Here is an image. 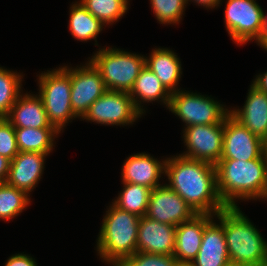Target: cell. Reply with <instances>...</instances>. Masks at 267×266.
<instances>
[{
	"label": "cell",
	"instance_id": "6da1fadb",
	"mask_svg": "<svg viewBox=\"0 0 267 266\" xmlns=\"http://www.w3.org/2000/svg\"><path fill=\"white\" fill-rule=\"evenodd\" d=\"M165 174L170 182L167 185L196 214L215 216L226 208L217 192L215 165L179 155L165 160Z\"/></svg>",
	"mask_w": 267,
	"mask_h": 266
},
{
	"label": "cell",
	"instance_id": "7a4b0ae2",
	"mask_svg": "<svg viewBox=\"0 0 267 266\" xmlns=\"http://www.w3.org/2000/svg\"><path fill=\"white\" fill-rule=\"evenodd\" d=\"M215 167L217 192L226 207H238L235 198H266L267 168L264 155L248 161L219 160Z\"/></svg>",
	"mask_w": 267,
	"mask_h": 266
},
{
	"label": "cell",
	"instance_id": "3957f363",
	"mask_svg": "<svg viewBox=\"0 0 267 266\" xmlns=\"http://www.w3.org/2000/svg\"><path fill=\"white\" fill-rule=\"evenodd\" d=\"M216 216L224 229L231 264L267 266V243L238 207H226Z\"/></svg>",
	"mask_w": 267,
	"mask_h": 266
},
{
	"label": "cell",
	"instance_id": "277c9868",
	"mask_svg": "<svg viewBox=\"0 0 267 266\" xmlns=\"http://www.w3.org/2000/svg\"><path fill=\"white\" fill-rule=\"evenodd\" d=\"M140 217L123 211L114 204L103 219L97 239V251L104 261L117 266L137 252V235Z\"/></svg>",
	"mask_w": 267,
	"mask_h": 266
},
{
	"label": "cell",
	"instance_id": "5b68a950",
	"mask_svg": "<svg viewBox=\"0 0 267 266\" xmlns=\"http://www.w3.org/2000/svg\"><path fill=\"white\" fill-rule=\"evenodd\" d=\"M109 91L129 93L145 66V57L114 48L101 49L90 59Z\"/></svg>",
	"mask_w": 267,
	"mask_h": 266
},
{
	"label": "cell",
	"instance_id": "8992f818",
	"mask_svg": "<svg viewBox=\"0 0 267 266\" xmlns=\"http://www.w3.org/2000/svg\"><path fill=\"white\" fill-rule=\"evenodd\" d=\"M39 96L51 125L59 132L77 116L71 107L70 69L61 67L39 75Z\"/></svg>",
	"mask_w": 267,
	"mask_h": 266
},
{
	"label": "cell",
	"instance_id": "52a82bcc",
	"mask_svg": "<svg viewBox=\"0 0 267 266\" xmlns=\"http://www.w3.org/2000/svg\"><path fill=\"white\" fill-rule=\"evenodd\" d=\"M220 103L210 97L177 91L171 93L168 108L186 123V126L224 124L230 114Z\"/></svg>",
	"mask_w": 267,
	"mask_h": 266
},
{
	"label": "cell",
	"instance_id": "ba28073f",
	"mask_svg": "<svg viewBox=\"0 0 267 266\" xmlns=\"http://www.w3.org/2000/svg\"><path fill=\"white\" fill-rule=\"evenodd\" d=\"M263 10L254 0H228L225 25L237 44L257 40L262 30Z\"/></svg>",
	"mask_w": 267,
	"mask_h": 266
},
{
	"label": "cell",
	"instance_id": "9c48e42d",
	"mask_svg": "<svg viewBox=\"0 0 267 266\" xmlns=\"http://www.w3.org/2000/svg\"><path fill=\"white\" fill-rule=\"evenodd\" d=\"M141 115L129 93L107 90L82 118L105 125H127Z\"/></svg>",
	"mask_w": 267,
	"mask_h": 266
},
{
	"label": "cell",
	"instance_id": "30bf717a",
	"mask_svg": "<svg viewBox=\"0 0 267 266\" xmlns=\"http://www.w3.org/2000/svg\"><path fill=\"white\" fill-rule=\"evenodd\" d=\"M183 133L188 151L180 156L212 165L221 159L224 124L193 125Z\"/></svg>",
	"mask_w": 267,
	"mask_h": 266
},
{
	"label": "cell",
	"instance_id": "8fae6325",
	"mask_svg": "<svg viewBox=\"0 0 267 266\" xmlns=\"http://www.w3.org/2000/svg\"><path fill=\"white\" fill-rule=\"evenodd\" d=\"M264 142L229 114L224 120L223 148L220 160L259 159L263 156Z\"/></svg>",
	"mask_w": 267,
	"mask_h": 266
},
{
	"label": "cell",
	"instance_id": "7c38bea8",
	"mask_svg": "<svg viewBox=\"0 0 267 266\" xmlns=\"http://www.w3.org/2000/svg\"><path fill=\"white\" fill-rule=\"evenodd\" d=\"M71 107L77 117H83L89 107L107 88L100 72L89 61L87 66L70 69Z\"/></svg>",
	"mask_w": 267,
	"mask_h": 266
},
{
	"label": "cell",
	"instance_id": "4fadbf2b",
	"mask_svg": "<svg viewBox=\"0 0 267 266\" xmlns=\"http://www.w3.org/2000/svg\"><path fill=\"white\" fill-rule=\"evenodd\" d=\"M194 215L190 206L167 184L151 190L146 217L176 227Z\"/></svg>",
	"mask_w": 267,
	"mask_h": 266
},
{
	"label": "cell",
	"instance_id": "5bb4252c",
	"mask_svg": "<svg viewBox=\"0 0 267 266\" xmlns=\"http://www.w3.org/2000/svg\"><path fill=\"white\" fill-rule=\"evenodd\" d=\"M176 227L160 223L146 216L140 217L137 252L173 255Z\"/></svg>",
	"mask_w": 267,
	"mask_h": 266
},
{
	"label": "cell",
	"instance_id": "9a60e30c",
	"mask_svg": "<svg viewBox=\"0 0 267 266\" xmlns=\"http://www.w3.org/2000/svg\"><path fill=\"white\" fill-rule=\"evenodd\" d=\"M210 214H196L176 226L173 256L179 263H192L202 244L205 226L212 220Z\"/></svg>",
	"mask_w": 267,
	"mask_h": 266
},
{
	"label": "cell",
	"instance_id": "2e32d148",
	"mask_svg": "<svg viewBox=\"0 0 267 266\" xmlns=\"http://www.w3.org/2000/svg\"><path fill=\"white\" fill-rule=\"evenodd\" d=\"M47 155L41 152L19 151L10 162L9 173L5 182L28 195L41 178Z\"/></svg>",
	"mask_w": 267,
	"mask_h": 266
},
{
	"label": "cell",
	"instance_id": "e0dca14e",
	"mask_svg": "<svg viewBox=\"0 0 267 266\" xmlns=\"http://www.w3.org/2000/svg\"><path fill=\"white\" fill-rule=\"evenodd\" d=\"M243 109H234L230 114L263 141H267V93L251 85Z\"/></svg>",
	"mask_w": 267,
	"mask_h": 266
},
{
	"label": "cell",
	"instance_id": "ac0fdd59",
	"mask_svg": "<svg viewBox=\"0 0 267 266\" xmlns=\"http://www.w3.org/2000/svg\"><path fill=\"white\" fill-rule=\"evenodd\" d=\"M161 173H165V161L162 163L149 154H135L128 157L122 167V180L153 190L160 186Z\"/></svg>",
	"mask_w": 267,
	"mask_h": 266
},
{
	"label": "cell",
	"instance_id": "d6986e66",
	"mask_svg": "<svg viewBox=\"0 0 267 266\" xmlns=\"http://www.w3.org/2000/svg\"><path fill=\"white\" fill-rule=\"evenodd\" d=\"M191 264L194 266H228L231 264L221 224L218 225L211 220L205 226L200 250Z\"/></svg>",
	"mask_w": 267,
	"mask_h": 266
},
{
	"label": "cell",
	"instance_id": "ffe728a7",
	"mask_svg": "<svg viewBox=\"0 0 267 266\" xmlns=\"http://www.w3.org/2000/svg\"><path fill=\"white\" fill-rule=\"evenodd\" d=\"M6 119L14 128H55L48 120L41 98L19 95Z\"/></svg>",
	"mask_w": 267,
	"mask_h": 266
},
{
	"label": "cell",
	"instance_id": "44dd1931",
	"mask_svg": "<svg viewBox=\"0 0 267 266\" xmlns=\"http://www.w3.org/2000/svg\"><path fill=\"white\" fill-rule=\"evenodd\" d=\"M180 63L177 55L166 48L155 49L149 59L145 58V66L156 75L170 93L178 91L176 86L182 74Z\"/></svg>",
	"mask_w": 267,
	"mask_h": 266
},
{
	"label": "cell",
	"instance_id": "7402d4cb",
	"mask_svg": "<svg viewBox=\"0 0 267 266\" xmlns=\"http://www.w3.org/2000/svg\"><path fill=\"white\" fill-rule=\"evenodd\" d=\"M129 94L133 99L135 107L142 114L144 112L140 105L141 100H143V102H151L160 98L161 101L164 102V104L168 107L171 97V93L164 87L156 75L146 66L141 69L139 76L135 80L134 86ZM137 98H140L141 100H138Z\"/></svg>",
	"mask_w": 267,
	"mask_h": 266
},
{
	"label": "cell",
	"instance_id": "603a6c76",
	"mask_svg": "<svg viewBox=\"0 0 267 266\" xmlns=\"http://www.w3.org/2000/svg\"><path fill=\"white\" fill-rule=\"evenodd\" d=\"M59 133L56 128H15L18 150L49 154L53 148V137Z\"/></svg>",
	"mask_w": 267,
	"mask_h": 266
},
{
	"label": "cell",
	"instance_id": "cb8c5ba5",
	"mask_svg": "<svg viewBox=\"0 0 267 266\" xmlns=\"http://www.w3.org/2000/svg\"><path fill=\"white\" fill-rule=\"evenodd\" d=\"M104 24L95 18L81 3L71 7L69 28L74 38L80 41L96 39Z\"/></svg>",
	"mask_w": 267,
	"mask_h": 266
},
{
	"label": "cell",
	"instance_id": "d4e9b609",
	"mask_svg": "<svg viewBox=\"0 0 267 266\" xmlns=\"http://www.w3.org/2000/svg\"><path fill=\"white\" fill-rule=\"evenodd\" d=\"M123 191L113 204L123 211L135 214L139 217L146 216L151 189L148 187L125 183Z\"/></svg>",
	"mask_w": 267,
	"mask_h": 266
},
{
	"label": "cell",
	"instance_id": "484cf974",
	"mask_svg": "<svg viewBox=\"0 0 267 266\" xmlns=\"http://www.w3.org/2000/svg\"><path fill=\"white\" fill-rule=\"evenodd\" d=\"M28 196L6 182H0V219L8 221L19 215L30 202Z\"/></svg>",
	"mask_w": 267,
	"mask_h": 266
},
{
	"label": "cell",
	"instance_id": "4316f807",
	"mask_svg": "<svg viewBox=\"0 0 267 266\" xmlns=\"http://www.w3.org/2000/svg\"><path fill=\"white\" fill-rule=\"evenodd\" d=\"M80 3L103 24L118 21L128 9V0H81Z\"/></svg>",
	"mask_w": 267,
	"mask_h": 266
},
{
	"label": "cell",
	"instance_id": "83f0119b",
	"mask_svg": "<svg viewBox=\"0 0 267 266\" xmlns=\"http://www.w3.org/2000/svg\"><path fill=\"white\" fill-rule=\"evenodd\" d=\"M21 75L0 67V118H6L21 89Z\"/></svg>",
	"mask_w": 267,
	"mask_h": 266
},
{
	"label": "cell",
	"instance_id": "f1b7e54d",
	"mask_svg": "<svg viewBox=\"0 0 267 266\" xmlns=\"http://www.w3.org/2000/svg\"><path fill=\"white\" fill-rule=\"evenodd\" d=\"M153 12L162 24L179 23L186 0H151Z\"/></svg>",
	"mask_w": 267,
	"mask_h": 266
},
{
	"label": "cell",
	"instance_id": "f546056e",
	"mask_svg": "<svg viewBox=\"0 0 267 266\" xmlns=\"http://www.w3.org/2000/svg\"><path fill=\"white\" fill-rule=\"evenodd\" d=\"M179 262L173 255H159L136 252L125 258L117 266H178Z\"/></svg>",
	"mask_w": 267,
	"mask_h": 266
},
{
	"label": "cell",
	"instance_id": "4dcf8cb0",
	"mask_svg": "<svg viewBox=\"0 0 267 266\" xmlns=\"http://www.w3.org/2000/svg\"><path fill=\"white\" fill-rule=\"evenodd\" d=\"M18 152L15 128L6 118H0V155L11 161Z\"/></svg>",
	"mask_w": 267,
	"mask_h": 266
},
{
	"label": "cell",
	"instance_id": "1f68e13d",
	"mask_svg": "<svg viewBox=\"0 0 267 266\" xmlns=\"http://www.w3.org/2000/svg\"><path fill=\"white\" fill-rule=\"evenodd\" d=\"M5 266H37L35 260L26 254H16L11 256Z\"/></svg>",
	"mask_w": 267,
	"mask_h": 266
},
{
	"label": "cell",
	"instance_id": "d6a6232c",
	"mask_svg": "<svg viewBox=\"0 0 267 266\" xmlns=\"http://www.w3.org/2000/svg\"><path fill=\"white\" fill-rule=\"evenodd\" d=\"M10 160L0 155V182H5L10 168Z\"/></svg>",
	"mask_w": 267,
	"mask_h": 266
},
{
	"label": "cell",
	"instance_id": "836d02e7",
	"mask_svg": "<svg viewBox=\"0 0 267 266\" xmlns=\"http://www.w3.org/2000/svg\"><path fill=\"white\" fill-rule=\"evenodd\" d=\"M256 42H258V45L260 44L261 47L267 50V16L264 15V12L262 30Z\"/></svg>",
	"mask_w": 267,
	"mask_h": 266
},
{
	"label": "cell",
	"instance_id": "e575fe53",
	"mask_svg": "<svg viewBox=\"0 0 267 266\" xmlns=\"http://www.w3.org/2000/svg\"><path fill=\"white\" fill-rule=\"evenodd\" d=\"M253 85H255L259 90L267 93V72L262 75H258L253 81Z\"/></svg>",
	"mask_w": 267,
	"mask_h": 266
},
{
	"label": "cell",
	"instance_id": "d590c367",
	"mask_svg": "<svg viewBox=\"0 0 267 266\" xmlns=\"http://www.w3.org/2000/svg\"><path fill=\"white\" fill-rule=\"evenodd\" d=\"M188 1L189 0H186V2L188 3ZM193 1H195L196 3H198V4H201V5H203V6H205V7H212V8H214L215 6H218L219 4H220V1L221 0H193Z\"/></svg>",
	"mask_w": 267,
	"mask_h": 266
},
{
	"label": "cell",
	"instance_id": "8d00e7d4",
	"mask_svg": "<svg viewBox=\"0 0 267 266\" xmlns=\"http://www.w3.org/2000/svg\"><path fill=\"white\" fill-rule=\"evenodd\" d=\"M263 155L265 157L266 168H267V141L264 142Z\"/></svg>",
	"mask_w": 267,
	"mask_h": 266
},
{
	"label": "cell",
	"instance_id": "74e56055",
	"mask_svg": "<svg viewBox=\"0 0 267 266\" xmlns=\"http://www.w3.org/2000/svg\"><path fill=\"white\" fill-rule=\"evenodd\" d=\"M178 266H194L191 263H179Z\"/></svg>",
	"mask_w": 267,
	"mask_h": 266
},
{
	"label": "cell",
	"instance_id": "f35d334b",
	"mask_svg": "<svg viewBox=\"0 0 267 266\" xmlns=\"http://www.w3.org/2000/svg\"><path fill=\"white\" fill-rule=\"evenodd\" d=\"M228 266H243V265H233V264H229Z\"/></svg>",
	"mask_w": 267,
	"mask_h": 266
}]
</instances>
